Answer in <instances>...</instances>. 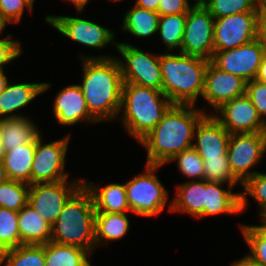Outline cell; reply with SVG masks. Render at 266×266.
Instances as JSON below:
<instances>
[{"label":"cell","mask_w":266,"mask_h":266,"mask_svg":"<svg viewBox=\"0 0 266 266\" xmlns=\"http://www.w3.org/2000/svg\"><path fill=\"white\" fill-rule=\"evenodd\" d=\"M83 76L79 84L89 113L100 123L117 120L123 77L117 56L80 54Z\"/></svg>","instance_id":"obj_1"},{"label":"cell","mask_w":266,"mask_h":266,"mask_svg":"<svg viewBox=\"0 0 266 266\" xmlns=\"http://www.w3.org/2000/svg\"><path fill=\"white\" fill-rule=\"evenodd\" d=\"M209 113L194 105L173 104L157 125L138 143L147 150V165H165L179 152L193 146L199 121Z\"/></svg>","instance_id":"obj_2"},{"label":"cell","mask_w":266,"mask_h":266,"mask_svg":"<svg viewBox=\"0 0 266 266\" xmlns=\"http://www.w3.org/2000/svg\"><path fill=\"white\" fill-rule=\"evenodd\" d=\"M209 60L178 53L160 54L162 92L173 104L194 105L204 90Z\"/></svg>","instance_id":"obj_3"},{"label":"cell","mask_w":266,"mask_h":266,"mask_svg":"<svg viewBox=\"0 0 266 266\" xmlns=\"http://www.w3.org/2000/svg\"><path fill=\"white\" fill-rule=\"evenodd\" d=\"M173 105L162 92L131 83H123L119 115L124 129L139 142Z\"/></svg>","instance_id":"obj_4"},{"label":"cell","mask_w":266,"mask_h":266,"mask_svg":"<svg viewBox=\"0 0 266 266\" xmlns=\"http://www.w3.org/2000/svg\"><path fill=\"white\" fill-rule=\"evenodd\" d=\"M95 214L92 196L82 185L63 206L52 226L50 241L78 246L93 254L96 249Z\"/></svg>","instance_id":"obj_5"},{"label":"cell","mask_w":266,"mask_h":266,"mask_svg":"<svg viewBox=\"0 0 266 266\" xmlns=\"http://www.w3.org/2000/svg\"><path fill=\"white\" fill-rule=\"evenodd\" d=\"M145 165L143 173L125 183L131 212L140 217H152L159 215L166 206L171 212L172 202L168 201V190L156 174L162 165Z\"/></svg>","instance_id":"obj_6"},{"label":"cell","mask_w":266,"mask_h":266,"mask_svg":"<svg viewBox=\"0 0 266 266\" xmlns=\"http://www.w3.org/2000/svg\"><path fill=\"white\" fill-rule=\"evenodd\" d=\"M116 49L122 55V58L117 57V59L121 67L123 83L155 90L162 89L160 54L145 52L126 42H119Z\"/></svg>","instance_id":"obj_7"},{"label":"cell","mask_w":266,"mask_h":266,"mask_svg":"<svg viewBox=\"0 0 266 266\" xmlns=\"http://www.w3.org/2000/svg\"><path fill=\"white\" fill-rule=\"evenodd\" d=\"M263 8L214 19V51L237 48L259 37Z\"/></svg>","instance_id":"obj_8"},{"label":"cell","mask_w":266,"mask_h":266,"mask_svg":"<svg viewBox=\"0 0 266 266\" xmlns=\"http://www.w3.org/2000/svg\"><path fill=\"white\" fill-rule=\"evenodd\" d=\"M266 153V132L233 133L227 155L233 176L242 185L258 171H253ZM262 158V159H261Z\"/></svg>","instance_id":"obj_9"},{"label":"cell","mask_w":266,"mask_h":266,"mask_svg":"<svg viewBox=\"0 0 266 266\" xmlns=\"http://www.w3.org/2000/svg\"><path fill=\"white\" fill-rule=\"evenodd\" d=\"M41 135L36 140V150L30 173V185L68 180L70 173L65 172L66 155L70 135L44 143Z\"/></svg>","instance_id":"obj_10"},{"label":"cell","mask_w":266,"mask_h":266,"mask_svg":"<svg viewBox=\"0 0 266 266\" xmlns=\"http://www.w3.org/2000/svg\"><path fill=\"white\" fill-rule=\"evenodd\" d=\"M45 22L63 36L78 44L102 50L107 45L117 48L115 33L88 19L72 16L46 15Z\"/></svg>","instance_id":"obj_11"},{"label":"cell","mask_w":266,"mask_h":266,"mask_svg":"<svg viewBox=\"0 0 266 266\" xmlns=\"http://www.w3.org/2000/svg\"><path fill=\"white\" fill-rule=\"evenodd\" d=\"M83 185V179L30 185L28 204L51 226L56 222L68 199Z\"/></svg>","instance_id":"obj_12"},{"label":"cell","mask_w":266,"mask_h":266,"mask_svg":"<svg viewBox=\"0 0 266 266\" xmlns=\"http://www.w3.org/2000/svg\"><path fill=\"white\" fill-rule=\"evenodd\" d=\"M214 17L205 6H192L186 14L180 52L209 61L214 55Z\"/></svg>","instance_id":"obj_13"},{"label":"cell","mask_w":266,"mask_h":266,"mask_svg":"<svg viewBox=\"0 0 266 266\" xmlns=\"http://www.w3.org/2000/svg\"><path fill=\"white\" fill-rule=\"evenodd\" d=\"M263 55V44L258 37L234 49L214 51L211 62L220 70L249 82L256 78Z\"/></svg>","instance_id":"obj_14"},{"label":"cell","mask_w":266,"mask_h":266,"mask_svg":"<svg viewBox=\"0 0 266 266\" xmlns=\"http://www.w3.org/2000/svg\"><path fill=\"white\" fill-rule=\"evenodd\" d=\"M209 114H212L230 134L266 132V123L246 94L225 102L215 110V113Z\"/></svg>","instance_id":"obj_15"},{"label":"cell","mask_w":266,"mask_h":266,"mask_svg":"<svg viewBox=\"0 0 266 266\" xmlns=\"http://www.w3.org/2000/svg\"><path fill=\"white\" fill-rule=\"evenodd\" d=\"M247 82L239 76L224 72L209 61L204 74L202 99L213 110L236 97L246 94Z\"/></svg>","instance_id":"obj_16"},{"label":"cell","mask_w":266,"mask_h":266,"mask_svg":"<svg viewBox=\"0 0 266 266\" xmlns=\"http://www.w3.org/2000/svg\"><path fill=\"white\" fill-rule=\"evenodd\" d=\"M56 121L62 126L77 125L84 122L98 124L99 122L89 113L86 100L79 84L69 85L58 92L52 103Z\"/></svg>","instance_id":"obj_17"},{"label":"cell","mask_w":266,"mask_h":266,"mask_svg":"<svg viewBox=\"0 0 266 266\" xmlns=\"http://www.w3.org/2000/svg\"><path fill=\"white\" fill-rule=\"evenodd\" d=\"M230 135L212 114H206L195 128L193 147L201 158L219 157L227 154Z\"/></svg>","instance_id":"obj_18"},{"label":"cell","mask_w":266,"mask_h":266,"mask_svg":"<svg viewBox=\"0 0 266 266\" xmlns=\"http://www.w3.org/2000/svg\"><path fill=\"white\" fill-rule=\"evenodd\" d=\"M51 83H9L0 94V119L23 117L18 111L28 106L37 96L48 91ZM18 112V113H17Z\"/></svg>","instance_id":"obj_19"},{"label":"cell","mask_w":266,"mask_h":266,"mask_svg":"<svg viewBox=\"0 0 266 266\" xmlns=\"http://www.w3.org/2000/svg\"><path fill=\"white\" fill-rule=\"evenodd\" d=\"M227 185L226 189L223 186ZM238 184H222L205 181L204 218L215 215L241 213L240 192H233Z\"/></svg>","instance_id":"obj_20"},{"label":"cell","mask_w":266,"mask_h":266,"mask_svg":"<svg viewBox=\"0 0 266 266\" xmlns=\"http://www.w3.org/2000/svg\"><path fill=\"white\" fill-rule=\"evenodd\" d=\"M83 179V185L90 192L96 213H129L125 183H110L102 186ZM101 184V185H100Z\"/></svg>","instance_id":"obj_21"},{"label":"cell","mask_w":266,"mask_h":266,"mask_svg":"<svg viewBox=\"0 0 266 266\" xmlns=\"http://www.w3.org/2000/svg\"><path fill=\"white\" fill-rule=\"evenodd\" d=\"M29 116L0 119V140L4 151L35 142L41 130Z\"/></svg>","instance_id":"obj_22"},{"label":"cell","mask_w":266,"mask_h":266,"mask_svg":"<svg viewBox=\"0 0 266 266\" xmlns=\"http://www.w3.org/2000/svg\"><path fill=\"white\" fill-rule=\"evenodd\" d=\"M175 192L171 212L187 214L197 219L204 218L205 180L180 183Z\"/></svg>","instance_id":"obj_23"},{"label":"cell","mask_w":266,"mask_h":266,"mask_svg":"<svg viewBox=\"0 0 266 266\" xmlns=\"http://www.w3.org/2000/svg\"><path fill=\"white\" fill-rule=\"evenodd\" d=\"M20 245H44L50 242L52 226L29 205L18 212Z\"/></svg>","instance_id":"obj_24"},{"label":"cell","mask_w":266,"mask_h":266,"mask_svg":"<svg viewBox=\"0 0 266 266\" xmlns=\"http://www.w3.org/2000/svg\"><path fill=\"white\" fill-rule=\"evenodd\" d=\"M36 150V141L6 151L3 158L8 179L30 185V173Z\"/></svg>","instance_id":"obj_25"},{"label":"cell","mask_w":266,"mask_h":266,"mask_svg":"<svg viewBox=\"0 0 266 266\" xmlns=\"http://www.w3.org/2000/svg\"><path fill=\"white\" fill-rule=\"evenodd\" d=\"M130 229L127 213H96L95 243L96 247L108 245L109 241H119Z\"/></svg>","instance_id":"obj_26"},{"label":"cell","mask_w":266,"mask_h":266,"mask_svg":"<svg viewBox=\"0 0 266 266\" xmlns=\"http://www.w3.org/2000/svg\"><path fill=\"white\" fill-rule=\"evenodd\" d=\"M91 253L81 247L55 242L45 244L46 266H92Z\"/></svg>","instance_id":"obj_27"},{"label":"cell","mask_w":266,"mask_h":266,"mask_svg":"<svg viewBox=\"0 0 266 266\" xmlns=\"http://www.w3.org/2000/svg\"><path fill=\"white\" fill-rule=\"evenodd\" d=\"M160 14L147 9H142L133 5L124 14L122 19V31L129 32L137 38H149L157 34Z\"/></svg>","instance_id":"obj_28"},{"label":"cell","mask_w":266,"mask_h":266,"mask_svg":"<svg viewBox=\"0 0 266 266\" xmlns=\"http://www.w3.org/2000/svg\"><path fill=\"white\" fill-rule=\"evenodd\" d=\"M4 264V265H3ZM46 266L44 245H20L0 252V266Z\"/></svg>","instance_id":"obj_29"},{"label":"cell","mask_w":266,"mask_h":266,"mask_svg":"<svg viewBox=\"0 0 266 266\" xmlns=\"http://www.w3.org/2000/svg\"><path fill=\"white\" fill-rule=\"evenodd\" d=\"M185 23L186 14L160 15L157 33L166 45L165 52H180Z\"/></svg>","instance_id":"obj_30"},{"label":"cell","mask_w":266,"mask_h":266,"mask_svg":"<svg viewBox=\"0 0 266 266\" xmlns=\"http://www.w3.org/2000/svg\"><path fill=\"white\" fill-rule=\"evenodd\" d=\"M30 185L8 179L0 184V207L19 212L28 204Z\"/></svg>","instance_id":"obj_31"},{"label":"cell","mask_w":266,"mask_h":266,"mask_svg":"<svg viewBox=\"0 0 266 266\" xmlns=\"http://www.w3.org/2000/svg\"><path fill=\"white\" fill-rule=\"evenodd\" d=\"M241 195V213L248 208V200L251 196L258 204L259 217L266 211V173L257 172L243 185Z\"/></svg>","instance_id":"obj_32"},{"label":"cell","mask_w":266,"mask_h":266,"mask_svg":"<svg viewBox=\"0 0 266 266\" xmlns=\"http://www.w3.org/2000/svg\"><path fill=\"white\" fill-rule=\"evenodd\" d=\"M172 161L176 162V165L183 177H187L190 181L203 180V159L193 146L174 155L167 163Z\"/></svg>","instance_id":"obj_33"},{"label":"cell","mask_w":266,"mask_h":266,"mask_svg":"<svg viewBox=\"0 0 266 266\" xmlns=\"http://www.w3.org/2000/svg\"><path fill=\"white\" fill-rule=\"evenodd\" d=\"M204 166L203 180L222 184H240L233 176L228 155H222L214 158H202Z\"/></svg>","instance_id":"obj_34"},{"label":"cell","mask_w":266,"mask_h":266,"mask_svg":"<svg viewBox=\"0 0 266 266\" xmlns=\"http://www.w3.org/2000/svg\"><path fill=\"white\" fill-rule=\"evenodd\" d=\"M253 260L266 265V229L260 225L239 224Z\"/></svg>","instance_id":"obj_35"},{"label":"cell","mask_w":266,"mask_h":266,"mask_svg":"<svg viewBox=\"0 0 266 266\" xmlns=\"http://www.w3.org/2000/svg\"><path fill=\"white\" fill-rule=\"evenodd\" d=\"M20 246L18 212L0 207V252Z\"/></svg>","instance_id":"obj_36"},{"label":"cell","mask_w":266,"mask_h":266,"mask_svg":"<svg viewBox=\"0 0 266 266\" xmlns=\"http://www.w3.org/2000/svg\"><path fill=\"white\" fill-rule=\"evenodd\" d=\"M258 6V0H210L205 5L214 19L237 13L253 12Z\"/></svg>","instance_id":"obj_37"},{"label":"cell","mask_w":266,"mask_h":266,"mask_svg":"<svg viewBox=\"0 0 266 266\" xmlns=\"http://www.w3.org/2000/svg\"><path fill=\"white\" fill-rule=\"evenodd\" d=\"M34 5L29 0H0V13L11 23H19L25 10L33 12ZM26 8V9H25Z\"/></svg>","instance_id":"obj_38"},{"label":"cell","mask_w":266,"mask_h":266,"mask_svg":"<svg viewBox=\"0 0 266 266\" xmlns=\"http://www.w3.org/2000/svg\"><path fill=\"white\" fill-rule=\"evenodd\" d=\"M246 95L256 107L261 119L266 123V83L256 79L247 82Z\"/></svg>","instance_id":"obj_39"},{"label":"cell","mask_w":266,"mask_h":266,"mask_svg":"<svg viewBox=\"0 0 266 266\" xmlns=\"http://www.w3.org/2000/svg\"><path fill=\"white\" fill-rule=\"evenodd\" d=\"M23 52L22 43L14 40L12 34H6L4 39L0 40V71L4 70L7 64L17 59Z\"/></svg>","instance_id":"obj_40"},{"label":"cell","mask_w":266,"mask_h":266,"mask_svg":"<svg viewBox=\"0 0 266 266\" xmlns=\"http://www.w3.org/2000/svg\"><path fill=\"white\" fill-rule=\"evenodd\" d=\"M189 0H160L158 13L160 15L187 14L193 6Z\"/></svg>","instance_id":"obj_41"},{"label":"cell","mask_w":266,"mask_h":266,"mask_svg":"<svg viewBox=\"0 0 266 266\" xmlns=\"http://www.w3.org/2000/svg\"><path fill=\"white\" fill-rule=\"evenodd\" d=\"M159 3L160 0H135L134 5L142 9L158 12Z\"/></svg>","instance_id":"obj_42"},{"label":"cell","mask_w":266,"mask_h":266,"mask_svg":"<svg viewBox=\"0 0 266 266\" xmlns=\"http://www.w3.org/2000/svg\"><path fill=\"white\" fill-rule=\"evenodd\" d=\"M230 266H266L249 257L247 254L241 259L233 261Z\"/></svg>","instance_id":"obj_43"},{"label":"cell","mask_w":266,"mask_h":266,"mask_svg":"<svg viewBox=\"0 0 266 266\" xmlns=\"http://www.w3.org/2000/svg\"><path fill=\"white\" fill-rule=\"evenodd\" d=\"M259 38L262 41L264 53L266 54V11L262 12Z\"/></svg>","instance_id":"obj_44"},{"label":"cell","mask_w":266,"mask_h":266,"mask_svg":"<svg viewBox=\"0 0 266 266\" xmlns=\"http://www.w3.org/2000/svg\"><path fill=\"white\" fill-rule=\"evenodd\" d=\"M258 81L266 83V54L264 53L261 64L258 69L257 76L255 78Z\"/></svg>","instance_id":"obj_45"},{"label":"cell","mask_w":266,"mask_h":266,"mask_svg":"<svg viewBox=\"0 0 266 266\" xmlns=\"http://www.w3.org/2000/svg\"><path fill=\"white\" fill-rule=\"evenodd\" d=\"M67 1L73 3L74 7L76 8L77 13H81L82 10H84L85 6L89 2V0H67Z\"/></svg>","instance_id":"obj_46"},{"label":"cell","mask_w":266,"mask_h":266,"mask_svg":"<svg viewBox=\"0 0 266 266\" xmlns=\"http://www.w3.org/2000/svg\"><path fill=\"white\" fill-rule=\"evenodd\" d=\"M6 75L7 74L4 70L0 71V94L4 91L9 83L8 77Z\"/></svg>","instance_id":"obj_47"},{"label":"cell","mask_w":266,"mask_h":266,"mask_svg":"<svg viewBox=\"0 0 266 266\" xmlns=\"http://www.w3.org/2000/svg\"><path fill=\"white\" fill-rule=\"evenodd\" d=\"M10 22L0 13V35H3V31L6 28L7 24ZM4 38H1L2 40Z\"/></svg>","instance_id":"obj_48"},{"label":"cell","mask_w":266,"mask_h":266,"mask_svg":"<svg viewBox=\"0 0 266 266\" xmlns=\"http://www.w3.org/2000/svg\"><path fill=\"white\" fill-rule=\"evenodd\" d=\"M8 180L6 170L4 168L3 162H0V184L6 182Z\"/></svg>","instance_id":"obj_49"},{"label":"cell","mask_w":266,"mask_h":266,"mask_svg":"<svg viewBox=\"0 0 266 266\" xmlns=\"http://www.w3.org/2000/svg\"><path fill=\"white\" fill-rule=\"evenodd\" d=\"M194 1L193 6H205L210 0H189Z\"/></svg>","instance_id":"obj_50"},{"label":"cell","mask_w":266,"mask_h":266,"mask_svg":"<svg viewBox=\"0 0 266 266\" xmlns=\"http://www.w3.org/2000/svg\"><path fill=\"white\" fill-rule=\"evenodd\" d=\"M260 226L266 229V211L259 217Z\"/></svg>","instance_id":"obj_51"},{"label":"cell","mask_w":266,"mask_h":266,"mask_svg":"<svg viewBox=\"0 0 266 266\" xmlns=\"http://www.w3.org/2000/svg\"><path fill=\"white\" fill-rule=\"evenodd\" d=\"M4 154H5V151H4V148H3L2 144H1V140H0V162H3Z\"/></svg>","instance_id":"obj_52"},{"label":"cell","mask_w":266,"mask_h":266,"mask_svg":"<svg viewBox=\"0 0 266 266\" xmlns=\"http://www.w3.org/2000/svg\"><path fill=\"white\" fill-rule=\"evenodd\" d=\"M258 3L263 8L266 5V0H258Z\"/></svg>","instance_id":"obj_53"},{"label":"cell","mask_w":266,"mask_h":266,"mask_svg":"<svg viewBox=\"0 0 266 266\" xmlns=\"http://www.w3.org/2000/svg\"><path fill=\"white\" fill-rule=\"evenodd\" d=\"M29 1L34 5V3H35L34 1H35V0H29Z\"/></svg>","instance_id":"obj_54"},{"label":"cell","mask_w":266,"mask_h":266,"mask_svg":"<svg viewBox=\"0 0 266 266\" xmlns=\"http://www.w3.org/2000/svg\"><path fill=\"white\" fill-rule=\"evenodd\" d=\"M109 1H110V0H109ZM115 1L119 2L120 0H111V2H115Z\"/></svg>","instance_id":"obj_55"}]
</instances>
